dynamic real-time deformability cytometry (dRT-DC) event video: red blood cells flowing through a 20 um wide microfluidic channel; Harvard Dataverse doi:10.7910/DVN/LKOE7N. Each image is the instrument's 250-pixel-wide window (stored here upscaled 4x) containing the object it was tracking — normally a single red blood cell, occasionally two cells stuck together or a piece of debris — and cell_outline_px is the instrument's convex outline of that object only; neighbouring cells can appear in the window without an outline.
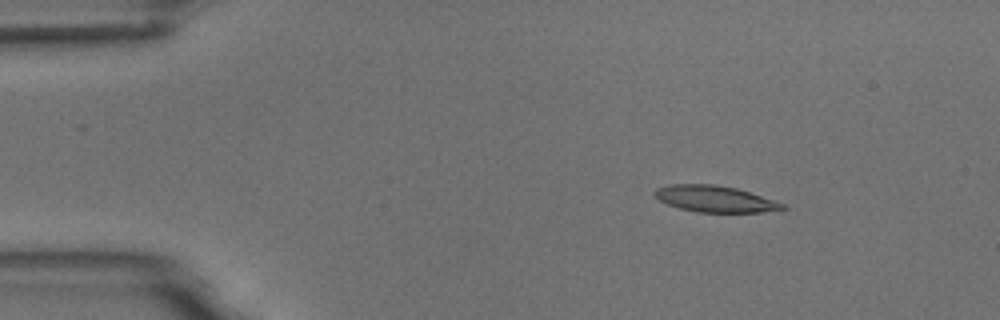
{"species": "common noctule bat (a hibernating species)", "species_latin": "Nyctalus noctula", "temperature_condition": "room temperature", "stored_images_in_passage": 5, "camera_frame_rate_fps": 3000, "um_per_image_px": 0.085, "animal": {"sex": "male", "body_mass_g": 18.8}, "frame": {"image": 1, "passage_image": 3, "time_ms": 2.333, "image_size_px": [1000, 320], "cell_outline_px": [[788, 208], [760, 212], [696, 212], [680, 208], [668, 204], [660, 200], [652, 192], [656, 188], [668, 184], [712, 184], [736, 188], [784, 204]], "centroid_in_image_um": [60.71, 16.9], "position_along_channel_um": 24.3, "area_um2": 19.36}}